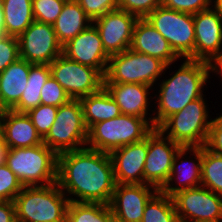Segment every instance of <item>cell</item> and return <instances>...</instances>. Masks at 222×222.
<instances>
[{"mask_svg": "<svg viewBox=\"0 0 222 222\" xmlns=\"http://www.w3.org/2000/svg\"><path fill=\"white\" fill-rule=\"evenodd\" d=\"M104 88L120 108L121 114L142 117L154 127V117L148 113L149 90L152 86L140 83H104ZM151 117H147V115Z\"/></svg>", "mask_w": 222, "mask_h": 222, "instance_id": "obj_20", "label": "cell"}, {"mask_svg": "<svg viewBox=\"0 0 222 222\" xmlns=\"http://www.w3.org/2000/svg\"><path fill=\"white\" fill-rule=\"evenodd\" d=\"M170 66L159 58L138 53L129 48L120 54L110 56L104 83H140L154 86Z\"/></svg>", "mask_w": 222, "mask_h": 222, "instance_id": "obj_7", "label": "cell"}, {"mask_svg": "<svg viewBox=\"0 0 222 222\" xmlns=\"http://www.w3.org/2000/svg\"><path fill=\"white\" fill-rule=\"evenodd\" d=\"M70 99L64 88L50 76L41 90V104L59 107Z\"/></svg>", "mask_w": 222, "mask_h": 222, "instance_id": "obj_34", "label": "cell"}, {"mask_svg": "<svg viewBox=\"0 0 222 222\" xmlns=\"http://www.w3.org/2000/svg\"><path fill=\"white\" fill-rule=\"evenodd\" d=\"M181 146L158 128L148 135V151L144 164V184L161 190L168 181L173 160Z\"/></svg>", "mask_w": 222, "mask_h": 222, "instance_id": "obj_13", "label": "cell"}, {"mask_svg": "<svg viewBox=\"0 0 222 222\" xmlns=\"http://www.w3.org/2000/svg\"><path fill=\"white\" fill-rule=\"evenodd\" d=\"M23 185L6 164L0 165V201H13Z\"/></svg>", "mask_w": 222, "mask_h": 222, "instance_id": "obj_33", "label": "cell"}, {"mask_svg": "<svg viewBox=\"0 0 222 222\" xmlns=\"http://www.w3.org/2000/svg\"><path fill=\"white\" fill-rule=\"evenodd\" d=\"M5 34L19 37L33 22L32 0H1Z\"/></svg>", "mask_w": 222, "mask_h": 222, "instance_id": "obj_26", "label": "cell"}, {"mask_svg": "<svg viewBox=\"0 0 222 222\" xmlns=\"http://www.w3.org/2000/svg\"><path fill=\"white\" fill-rule=\"evenodd\" d=\"M191 152L193 153V155L191 154ZM188 153H190V155L192 156H195L191 157L194 158V160H192L190 156L189 160L185 158L186 154ZM183 158L185 160L182 161ZM202 160L203 146L181 147L176 153L175 158L173 160L172 170L169 179L160 191L165 195L172 197L181 190L201 186ZM173 181H175V183Z\"/></svg>", "mask_w": 222, "mask_h": 222, "instance_id": "obj_17", "label": "cell"}, {"mask_svg": "<svg viewBox=\"0 0 222 222\" xmlns=\"http://www.w3.org/2000/svg\"><path fill=\"white\" fill-rule=\"evenodd\" d=\"M32 65L18 58L0 73V103L5 110L12 109L20 101Z\"/></svg>", "mask_w": 222, "mask_h": 222, "instance_id": "obj_23", "label": "cell"}, {"mask_svg": "<svg viewBox=\"0 0 222 222\" xmlns=\"http://www.w3.org/2000/svg\"><path fill=\"white\" fill-rule=\"evenodd\" d=\"M162 5V0H118V9L138 18H146L155 8Z\"/></svg>", "mask_w": 222, "mask_h": 222, "instance_id": "obj_36", "label": "cell"}, {"mask_svg": "<svg viewBox=\"0 0 222 222\" xmlns=\"http://www.w3.org/2000/svg\"><path fill=\"white\" fill-rule=\"evenodd\" d=\"M5 35V25H4V12L3 6L0 0V36Z\"/></svg>", "mask_w": 222, "mask_h": 222, "instance_id": "obj_43", "label": "cell"}, {"mask_svg": "<svg viewBox=\"0 0 222 222\" xmlns=\"http://www.w3.org/2000/svg\"><path fill=\"white\" fill-rule=\"evenodd\" d=\"M141 222H179L173 198L158 190L147 202Z\"/></svg>", "mask_w": 222, "mask_h": 222, "instance_id": "obj_29", "label": "cell"}, {"mask_svg": "<svg viewBox=\"0 0 222 222\" xmlns=\"http://www.w3.org/2000/svg\"><path fill=\"white\" fill-rule=\"evenodd\" d=\"M88 129L79 99H70L58 107L56 119L43 143L57 155L86 147Z\"/></svg>", "mask_w": 222, "mask_h": 222, "instance_id": "obj_8", "label": "cell"}, {"mask_svg": "<svg viewBox=\"0 0 222 222\" xmlns=\"http://www.w3.org/2000/svg\"><path fill=\"white\" fill-rule=\"evenodd\" d=\"M213 8L222 16V0H213Z\"/></svg>", "mask_w": 222, "mask_h": 222, "instance_id": "obj_44", "label": "cell"}, {"mask_svg": "<svg viewBox=\"0 0 222 222\" xmlns=\"http://www.w3.org/2000/svg\"><path fill=\"white\" fill-rule=\"evenodd\" d=\"M157 191L148 184H116L109 204L113 215L126 222H141L147 202Z\"/></svg>", "mask_w": 222, "mask_h": 222, "instance_id": "obj_19", "label": "cell"}, {"mask_svg": "<svg viewBox=\"0 0 222 222\" xmlns=\"http://www.w3.org/2000/svg\"><path fill=\"white\" fill-rule=\"evenodd\" d=\"M5 111H0V137H2V122L4 117Z\"/></svg>", "mask_w": 222, "mask_h": 222, "instance_id": "obj_45", "label": "cell"}, {"mask_svg": "<svg viewBox=\"0 0 222 222\" xmlns=\"http://www.w3.org/2000/svg\"><path fill=\"white\" fill-rule=\"evenodd\" d=\"M51 76L49 64H33L30 67L28 83L20 101L12 110L27 113L41 104V90Z\"/></svg>", "mask_w": 222, "mask_h": 222, "instance_id": "obj_27", "label": "cell"}, {"mask_svg": "<svg viewBox=\"0 0 222 222\" xmlns=\"http://www.w3.org/2000/svg\"><path fill=\"white\" fill-rule=\"evenodd\" d=\"M111 222H126V221L120 219L119 217L113 215V213H112V220H111Z\"/></svg>", "mask_w": 222, "mask_h": 222, "instance_id": "obj_46", "label": "cell"}, {"mask_svg": "<svg viewBox=\"0 0 222 222\" xmlns=\"http://www.w3.org/2000/svg\"><path fill=\"white\" fill-rule=\"evenodd\" d=\"M93 21L105 13L118 9V0H76Z\"/></svg>", "mask_w": 222, "mask_h": 222, "instance_id": "obj_37", "label": "cell"}, {"mask_svg": "<svg viewBox=\"0 0 222 222\" xmlns=\"http://www.w3.org/2000/svg\"><path fill=\"white\" fill-rule=\"evenodd\" d=\"M5 164L23 186H46L57 182L58 155L44 143L9 148Z\"/></svg>", "mask_w": 222, "mask_h": 222, "instance_id": "obj_4", "label": "cell"}, {"mask_svg": "<svg viewBox=\"0 0 222 222\" xmlns=\"http://www.w3.org/2000/svg\"><path fill=\"white\" fill-rule=\"evenodd\" d=\"M8 150L9 147L7 146L3 138L0 137V165L5 164Z\"/></svg>", "mask_w": 222, "mask_h": 222, "instance_id": "obj_42", "label": "cell"}, {"mask_svg": "<svg viewBox=\"0 0 222 222\" xmlns=\"http://www.w3.org/2000/svg\"><path fill=\"white\" fill-rule=\"evenodd\" d=\"M13 202L17 222H66L69 199L57 182L23 186Z\"/></svg>", "mask_w": 222, "mask_h": 222, "instance_id": "obj_3", "label": "cell"}, {"mask_svg": "<svg viewBox=\"0 0 222 222\" xmlns=\"http://www.w3.org/2000/svg\"><path fill=\"white\" fill-rule=\"evenodd\" d=\"M183 61L179 69L172 72L174 74L170 78L163 79L158 85L160 90L157 95L155 94L158 106L152 110L154 128H158L168 117L204 95L203 87L211 73L209 63L188 58Z\"/></svg>", "mask_w": 222, "mask_h": 222, "instance_id": "obj_2", "label": "cell"}, {"mask_svg": "<svg viewBox=\"0 0 222 222\" xmlns=\"http://www.w3.org/2000/svg\"><path fill=\"white\" fill-rule=\"evenodd\" d=\"M139 18L124 10L116 9L92 21L109 55L120 54L130 48L135 24Z\"/></svg>", "mask_w": 222, "mask_h": 222, "instance_id": "obj_14", "label": "cell"}, {"mask_svg": "<svg viewBox=\"0 0 222 222\" xmlns=\"http://www.w3.org/2000/svg\"><path fill=\"white\" fill-rule=\"evenodd\" d=\"M130 49L159 58L166 65H172L180 57L169 42L151 25L146 18H139L135 24Z\"/></svg>", "mask_w": 222, "mask_h": 222, "instance_id": "obj_21", "label": "cell"}, {"mask_svg": "<svg viewBox=\"0 0 222 222\" xmlns=\"http://www.w3.org/2000/svg\"><path fill=\"white\" fill-rule=\"evenodd\" d=\"M201 186L222 196V155L203 146Z\"/></svg>", "mask_w": 222, "mask_h": 222, "instance_id": "obj_30", "label": "cell"}, {"mask_svg": "<svg viewBox=\"0 0 222 222\" xmlns=\"http://www.w3.org/2000/svg\"><path fill=\"white\" fill-rule=\"evenodd\" d=\"M146 19L169 42L180 58L195 60L193 14L168 9L161 5Z\"/></svg>", "mask_w": 222, "mask_h": 222, "instance_id": "obj_9", "label": "cell"}, {"mask_svg": "<svg viewBox=\"0 0 222 222\" xmlns=\"http://www.w3.org/2000/svg\"><path fill=\"white\" fill-rule=\"evenodd\" d=\"M67 1L68 0H32L34 20L53 25Z\"/></svg>", "mask_w": 222, "mask_h": 222, "instance_id": "obj_31", "label": "cell"}, {"mask_svg": "<svg viewBox=\"0 0 222 222\" xmlns=\"http://www.w3.org/2000/svg\"><path fill=\"white\" fill-rule=\"evenodd\" d=\"M0 222H17L13 201H0Z\"/></svg>", "mask_w": 222, "mask_h": 222, "instance_id": "obj_40", "label": "cell"}, {"mask_svg": "<svg viewBox=\"0 0 222 222\" xmlns=\"http://www.w3.org/2000/svg\"><path fill=\"white\" fill-rule=\"evenodd\" d=\"M80 101L87 129L100 121L110 120L121 114L119 106L104 87L81 98Z\"/></svg>", "mask_w": 222, "mask_h": 222, "instance_id": "obj_25", "label": "cell"}, {"mask_svg": "<svg viewBox=\"0 0 222 222\" xmlns=\"http://www.w3.org/2000/svg\"><path fill=\"white\" fill-rule=\"evenodd\" d=\"M179 222H222V196L199 186L172 196Z\"/></svg>", "mask_w": 222, "mask_h": 222, "instance_id": "obj_11", "label": "cell"}, {"mask_svg": "<svg viewBox=\"0 0 222 222\" xmlns=\"http://www.w3.org/2000/svg\"><path fill=\"white\" fill-rule=\"evenodd\" d=\"M195 60L210 63L222 51V16L212 7L193 14Z\"/></svg>", "mask_w": 222, "mask_h": 222, "instance_id": "obj_16", "label": "cell"}, {"mask_svg": "<svg viewBox=\"0 0 222 222\" xmlns=\"http://www.w3.org/2000/svg\"><path fill=\"white\" fill-rule=\"evenodd\" d=\"M53 77L71 99H81L104 87V76L92 67L58 56L50 65Z\"/></svg>", "mask_w": 222, "mask_h": 222, "instance_id": "obj_10", "label": "cell"}, {"mask_svg": "<svg viewBox=\"0 0 222 222\" xmlns=\"http://www.w3.org/2000/svg\"><path fill=\"white\" fill-rule=\"evenodd\" d=\"M148 136L139 142L114 149L109 153L116 184H144V164Z\"/></svg>", "mask_w": 222, "mask_h": 222, "instance_id": "obj_18", "label": "cell"}, {"mask_svg": "<svg viewBox=\"0 0 222 222\" xmlns=\"http://www.w3.org/2000/svg\"><path fill=\"white\" fill-rule=\"evenodd\" d=\"M155 128L144 118L120 114L88 129L86 147L110 153L114 149L144 140Z\"/></svg>", "mask_w": 222, "mask_h": 222, "instance_id": "obj_5", "label": "cell"}, {"mask_svg": "<svg viewBox=\"0 0 222 222\" xmlns=\"http://www.w3.org/2000/svg\"><path fill=\"white\" fill-rule=\"evenodd\" d=\"M62 54L72 61L97 69L103 76L110 58L93 23L64 44Z\"/></svg>", "mask_w": 222, "mask_h": 222, "instance_id": "obj_15", "label": "cell"}, {"mask_svg": "<svg viewBox=\"0 0 222 222\" xmlns=\"http://www.w3.org/2000/svg\"><path fill=\"white\" fill-rule=\"evenodd\" d=\"M57 183L69 202L109 205L116 186L109 153L85 147L58 154Z\"/></svg>", "mask_w": 222, "mask_h": 222, "instance_id": "obj_1", "label": "cell"}, {"mask_svg": "<svg viewBox=\"0 0 222 222\" xmlns=\"http://www.w3.org/2000/svg\"><path fill=\"white\" fill-rule=\"evenodd\" d=\"M58 107L40 104L26 114L42 139L46 137L55 122Z\"/></svg>", "mask_w": 222, "mask_h": 222, "instance_id": "obj_32", "label": "cell"}, {"mask_svg": "<svg viewBox=\"0 0 222 222\" xmlns=\"http://www.w3.org/2000/svg\"><path fill=\"white\" fill-rule=\"evenodd\" d=\"M204 97L193 100L168 117L158 129L181 147L205 146L212 118Z\"/></svg>", "mask_w": 222, "mask_h": 222, "instance_id": "obj_6", "label": "cell"}, {"mask_svg": "<svg viewBox=\"0 0 222 222\" xmlns=\"http://www.w3.org/2000/svg\"><path fill=\"white\" fill-rule=\"evenodd\" d=\"M2 138L9 148L33 147L43 143L28 115L12 109L5 110Z\"/></svg>", "mask_w": 222, "mask_h": 222, "instance_id": "obj_22", "label": "cell"}, {"mask_svg": "<svg viewBox=\"0 0 222 222\" xmlns=\"http://www.w3.org/2000/svg\"><path fill=\"white\" fill-rule=\"evenodd\" d=\"M92 20L76 0H68L53 24L59 43L63 46L85 30Z\"/></svg>", "mask_w": 222, "mask_h": 222, "instance_id": "obj_24", "label": "cell"}, {"mask_svg": "<svg viewBox=\"0 0 222 222\" xmlns=\"http://www.w3.org/2000/svg\"><path fill=\"white\" fill-rule=\"evenodd\" d=\"M213 0H162V6L185 13L195 14L210 8Z\"/></svg>", "mask_w": 222, "mask_h": 222, "instance_id": "obj_38", "label": "cell"}, {"mask_svg": "<svg viewBox=\"0 0 222 222\" xmlns=\"http://www.w3.org/2000/svg\"><path fill=\"white\" fill-rule=\"evenodd\" d=\"M110 205L102 203L69 202L66 222H111Z\"/></svg>", "mask_w": 222, "mask_h": 222, "instance_id": "obj_28", "label": "cell"}, {"mask_svg": "<svg viewBox=\"0 0 222 222\" xmlns=\"http://www.w3.org/2000/svg\"><path fill=\"white\" fill-rule=\"evenodd\" d=\"M19 57L31 64H51L62 54L54 27L35 21L18 37Z\"/></svg>", "mask_w": 222, "mask_h": 222, "instance_id": "obj_12", "label": "cell"}, {"mask_svg": "<svg viewBox=\"0 0 222 222\" xmlns=\"http://www.w3.org/2000/svg\"><path fill=\"white\" fill-rule=\"evenodd\" d=\"M0 111H5V109L2 107L1 103H0Z\"/></svg>", "mask_w": 222, "mask_h": 222, "instance_id": "obj_47", "label": "cell"}, {"mask_svg": "<svg viewBox=\"0 0 222 222\" xmlns=\"http://www.w3.org/2000/svg\"><path fill=\"white\" fill-rule=\"evenodd\" d=\"M19 57L18 37L2 35L0 36V73Z\"/></svg>", "mask_w": 222, "mask_h": 222, "instance_id": "obj_35", "label": "cell"}, {"mask_svg": "<svg viewBox=\"0 0 222 222\" xmlns=\"http://www.w3.org/2000/svg\"><path fill=\"white\" fill-rule=\"evenodd\" d=\"M205 147L222 155V114L212 119Z\"/></svg>", "mask_w": 222, "mask_h": 222, "instance_id": "obj_39", "label": "cell"}, {"mask_svg": "<svg viewBox=\"0 0 222 222\" xmlns=\"http://www.w3.org/2000/svg\"><path fill=\"white\" fill-rule=\"evenodd\" d=\"M210 72L222 76V51L209 63Z\"/></svg>", "mask_w": 222, "mask_h": 222, "instance_id": "obj_41", "label": "cell"}]
</instances>
